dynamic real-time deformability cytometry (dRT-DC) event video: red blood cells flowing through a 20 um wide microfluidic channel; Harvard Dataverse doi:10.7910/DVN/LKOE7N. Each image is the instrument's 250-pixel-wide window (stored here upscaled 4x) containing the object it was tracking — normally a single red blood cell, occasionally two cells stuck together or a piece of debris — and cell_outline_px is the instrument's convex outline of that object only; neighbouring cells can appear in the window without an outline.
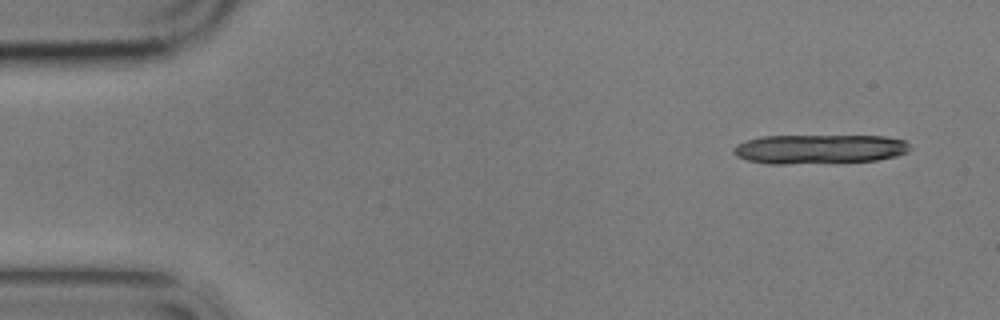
{"species": "common noctule bat (a hibernating species)", "species_latin": "Nyctalus noctula", "temperature_condition": "cold", "stored_images_in_passage": 4, "camera_frame_rate_fps": 3000, "um_per_image_px": 0.085, "animal": {"sex": "male", "body_mass_g": 17.9}, "frame": {"image": 1, "passage_image": 1, "time_ms": 0.0, "image_size_px": [1000, 320], "cell_outline_px": [[912, 148], [908, 152], [896, 156], [876, 160], [784, 164], [768, 164], [748, 160], [736, 156], [732, 152], [732, 148], [736, 144], [760, 136], [884, 136], [904, 140]], "centroid_in_image_um": [69.62, 12.66], "position_along_channel_um": 15.4, "area_um2": 30.11}}